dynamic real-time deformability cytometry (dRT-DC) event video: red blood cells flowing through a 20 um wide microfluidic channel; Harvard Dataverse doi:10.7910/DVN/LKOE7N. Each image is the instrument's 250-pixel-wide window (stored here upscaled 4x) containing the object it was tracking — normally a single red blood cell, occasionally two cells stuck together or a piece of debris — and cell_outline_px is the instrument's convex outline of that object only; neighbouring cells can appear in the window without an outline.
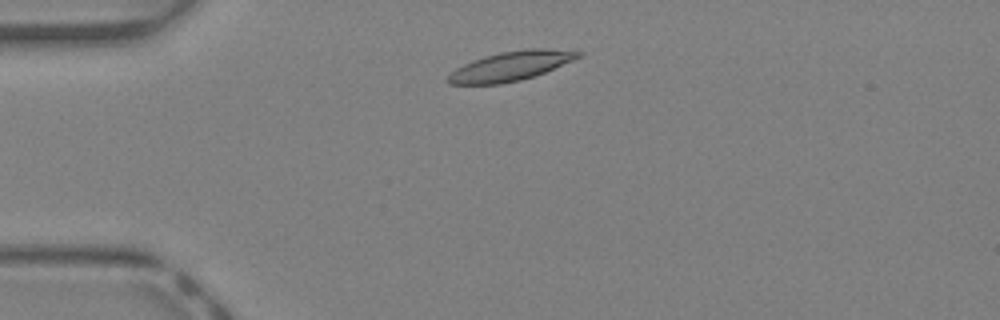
{"species": "Egyptian fruit bat (a non-hibernating species)", "species_latin": "Rousettus aegyptiacus", "temperature_condition": "warm", "stored_images_in_passage": 35, "camera_frame_rate_fps": 3000, "um_per_image_px": 0.085, "animal": {"sex": "female"}, "frame": {"image": 1, "passage_image": 4, "time_ms": 1.0, "image_size_px": [1000, 320], "cell_outline_px": [[584, 52], [580, 56], [572, 60], [536, 76], [520, 80], [500, 84], [448, 84], [444, 80], [456, 68], [472, 60], [484, 56], [500, 52], [528, 48], [544, 48]], "centroid_in_image_um": [43.38, 5.62], "position_along_channel_um": 41.6, "area_um2": 22.2}}
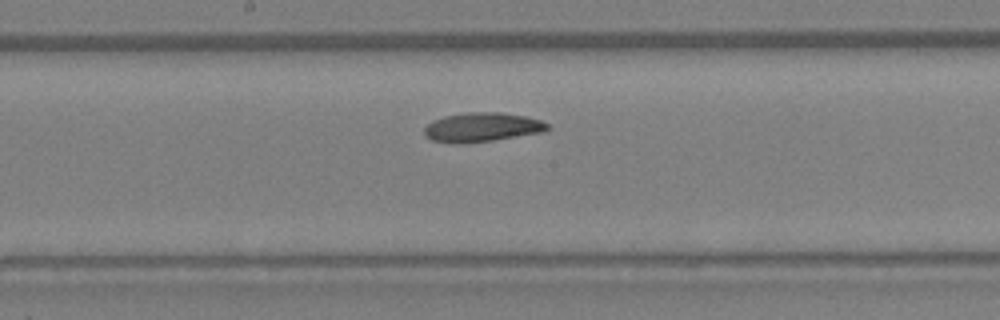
{"frame": {"image": 2, "passage_image": 16, "time_ms": 5.0, "image_size_px": [1000, 320], "cell_outline_px": [[552, 128], [544, 132], [492, 140], [464, 144], [452, 144], [432, 140], [424, 136], [424, 128], [432, 120], [444, 116], [468, 112], [500, 112], [524, 116], [540, 120], [548, 124]], "centroid_in_image_um": [40.95, 10.82], "position_along_channel_um": 207.3, "area_um2": 21.15}}
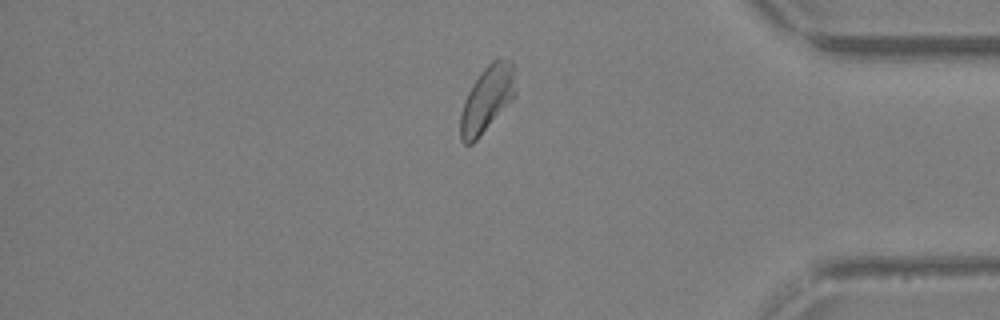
{"frame": {"image": 3, "passage_image": 29, "time_ms": 9.333, "image_size_px": [1000, 320], "cell_outline_px": [[516, 92], [512, 100], [476, 140], [472, 144], [464, 144], [460, 140], [460, 112], [464, 100], [472, 84], [480, 72], [492, 60], [512, 60], [516, 88]], "centroid_in_image_um": [41.38, 8.43], "position_along_channel_um": 393.8, "area_um2": 21.1}, "authors_computed_cell_mechanics": {"area_um2": 21.097, "velocity_mm_per_s": 4.8971, "shape_relaxation_time_tau1_ms": 4.5021, "shape_relaxation_time_tau2_ms": 7.0327, "deformation_change_tau1": 0.1504, "deformation_change_tau2": 0.1597}}